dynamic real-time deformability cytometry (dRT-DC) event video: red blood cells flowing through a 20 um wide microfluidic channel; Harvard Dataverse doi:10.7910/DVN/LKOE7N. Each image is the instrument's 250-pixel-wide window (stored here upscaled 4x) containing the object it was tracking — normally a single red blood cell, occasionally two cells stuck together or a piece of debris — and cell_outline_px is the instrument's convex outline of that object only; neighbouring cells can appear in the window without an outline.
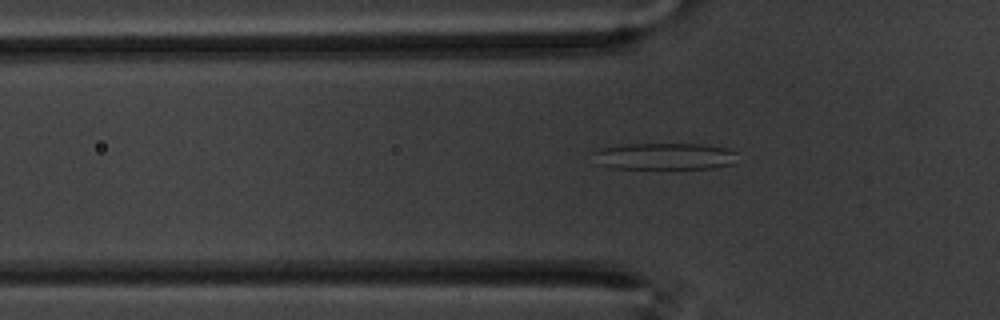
{"species": "common noctule bat (a hibernating species)", "species_latin": "Nyctalus noctula", "temperature_condition": "warm", "stored_images_in_passage": 58, "camera_frame_rate_fps": 3000, "um_per_image_px": 0.085, "animal": {"sex": "male", "body_mass_g": 20.1, "forearm_length_mm": 53.5}, "frame": {"image": 1, "passage_image": 19, "time_ms": 6.0, "image_size_px": [1000, 320], "cell_outline_px": [[736, 164], [712, 168], [612, 168], [596, 164], [592, 152], [600, 148], [628, 144], [704, 144], [728, 148], [736, 152]], "centroid_in_image_um": [56.5, 13.28], "position_along_channel_um": 69.3, "area_um2": 22.66}}
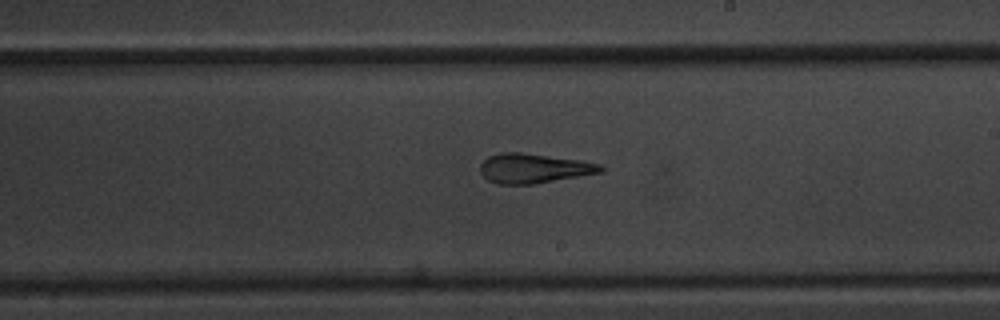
{"frame": {"image": 2, "passage_image": 34, "time_ms": 11.0, "image_size_px": [1000, 320], "cell_outline_px": [[604, 172], [532, 184], [496, 184], [488, 180], [480, 172], [480, 164], [488, 156], [500, 152], [520, 152], [580, 160], [600, 164], [604, 168]], "centroid_in_image_um": [45.35, 14.3], "position_along_channel_um": 243.6, "area_um2": 20.75}}
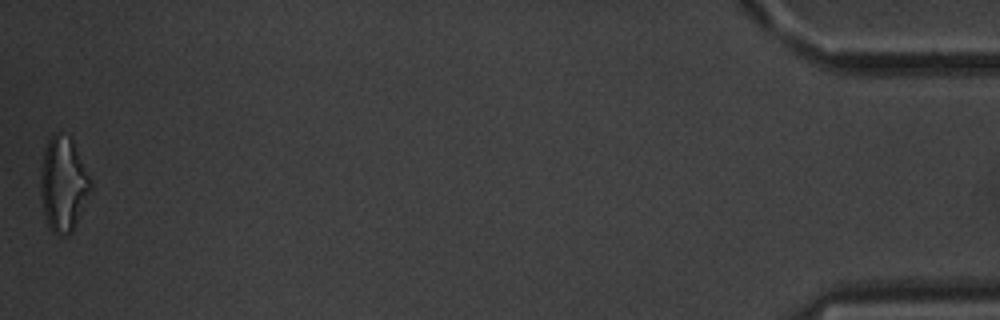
{"frame": {"image": 3, "passage_image": 58, "time_ms": 19.0, "image_size_px": [1000, 320], "cell_outline_px": [[92, 188], [72, 232], [68, 236], [60, 236], [52, 232], [48, 228], [40, 196], [40, 176], [44, 152], [48, 140], [52, 136], [60, 132], [72, 136], [92, 184]], "centroid_in_image_um": [5.37, 15.67], "position_along_channel_um": 429.8, "area_um2": 27.74}, "authors_computed_cell_mechanics": {"area_um2": 22.7732, "velocity_mm_per_s": 3.4709, "shape_relaxation_time_tau1_ms": 10.5382, "shape_relaxation_time_tau2_ms": 2.9383, "deformation_change_tau1": 0.2532, "deformation_change_tau2": 0.1447}}